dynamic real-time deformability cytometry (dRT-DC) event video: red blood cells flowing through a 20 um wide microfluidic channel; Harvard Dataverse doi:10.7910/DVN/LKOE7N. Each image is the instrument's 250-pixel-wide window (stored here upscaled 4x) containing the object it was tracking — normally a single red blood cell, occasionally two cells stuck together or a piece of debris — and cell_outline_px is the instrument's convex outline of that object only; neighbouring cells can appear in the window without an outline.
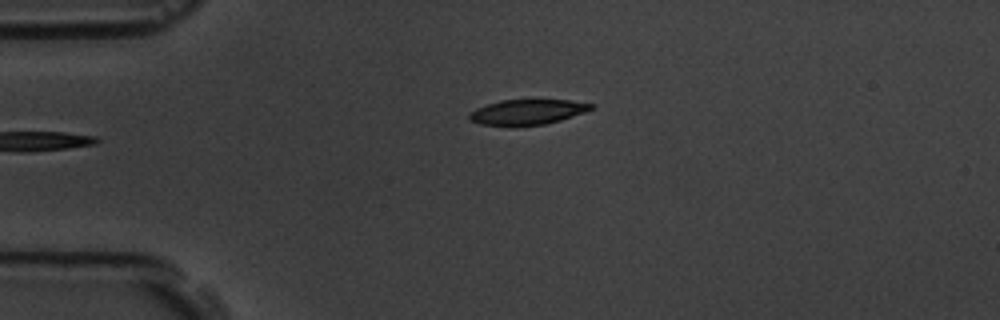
{"species": "common noctule bat (a hibernating species)", "species_latin": "Nyctalus noctula", "temperature_condition": "room temperature", "stored_images_in_passage": 2, "camera_frame_rate_fps": 3000, "um_per_image_px": 0.085, "animal": {"sex": "male", "body_mass_g": 19.5, "forearm_length_mm": 54.6}, "frame": {"image": 1, "passage_image": 2, "time_ms": 1.0, "image_size_px": [1000, 320], "cell_outline_px": [[596, 104], [592, 108], [584, 112], [560, 120], [544, 124], [508, 128], [480, 124], [468, 120], [468, 112], [476, 108], [500, 100], [568, 100]], "centroid_in_image_um": [44.73, 9.55], "position_along_channel_um": 40.3, "area_um2": 18.32}}